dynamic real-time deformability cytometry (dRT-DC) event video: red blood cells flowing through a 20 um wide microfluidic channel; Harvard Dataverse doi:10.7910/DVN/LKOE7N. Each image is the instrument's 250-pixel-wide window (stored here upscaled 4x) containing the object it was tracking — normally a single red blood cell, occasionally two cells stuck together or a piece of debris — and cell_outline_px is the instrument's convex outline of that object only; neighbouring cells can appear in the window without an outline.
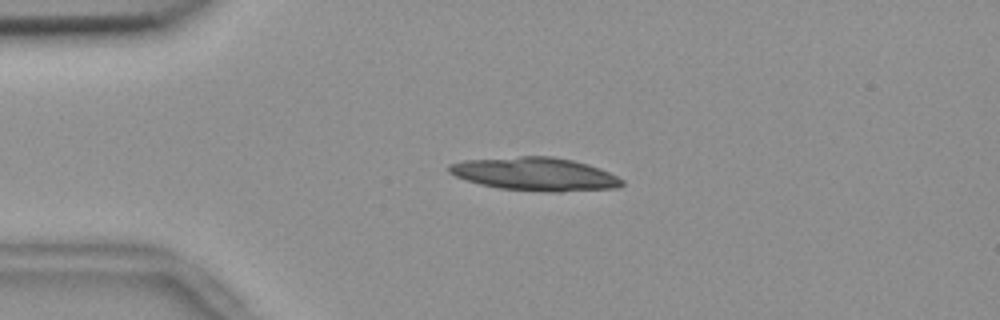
{"species": "common noctule bat (a hibernating species)", "species_latin": "Nyctalus noctula", "temperature_condition": "room temperature", "stored_images_in_passage": 54, "camera_frame_rate_fps": 3000, "um_per_image_px": 0.085, "animal": {"sex": "female", "body_mass_g": 18.4}, "frame": {"image": 1, "passage_image": 12, "time_ms": 3.667, "image_size_px": [1000, 320], "cell_outline_px": [[624, 184], [620, 188], [560, 192], [552, 192], [500, 188], [480, 184], [456, 176], [448, 172], [448, 164], [464, 160], [520, 156], [552, 156], [572, 160], [588, 164], [600, 168], [624, 180]], "centroid_in_image_um": [45.52, 14.79], "position_along_channel_um": 39.5, "area_um2": 33.52}}